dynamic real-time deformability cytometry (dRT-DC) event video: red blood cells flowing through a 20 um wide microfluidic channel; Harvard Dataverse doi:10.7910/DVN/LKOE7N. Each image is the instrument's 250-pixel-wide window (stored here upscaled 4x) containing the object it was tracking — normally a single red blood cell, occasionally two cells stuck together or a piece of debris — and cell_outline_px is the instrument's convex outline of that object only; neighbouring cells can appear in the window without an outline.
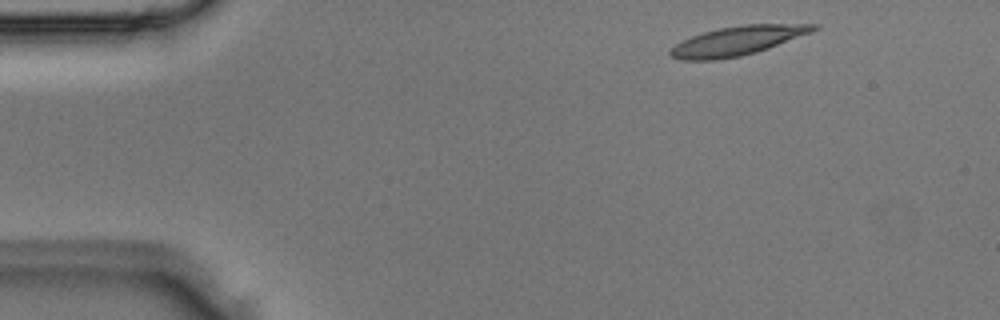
{"species": "Egyptian fruit bat (a non-hibernating species)", "species_latin": "Rousettus aegyptiacus", "temperature_condition": "room temperature", "stored_images_in_passage": 4, "camera_frame_rate_fps": 3000, "um_per_image_px": 0.085, "animal": {"sex": "male"}, "frame": {"image": 1, "passage_image": 1, "time_ms": 0.0, "image_size_px": [1000, 320], "cell_outline_px": [[820, 28], [812, 32], [768, 48], [756, 52], [740, 56], [716, 60], [680, 60], [668, 56], [668, 52], [676, 44], [692, 36], [704, 32], [720, 28], [744, 24], [820, 24]], "centroid_in_image_um": [62.69, 3.47], "position_along_channel_um": 22.3, "area_um2": 24.22}}
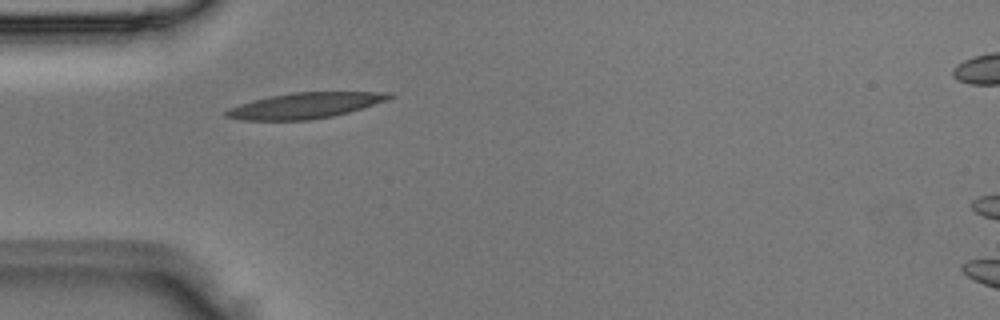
{"frame": {"image": 2, "passage_image": 3, "time_ms": 0.667, "image_size_px": [1000, 320], "cell_outline_px": [[396, 96], [388, 100], [348, 112], [332, 116], [312, 120], [244, 120], [224, 116], [224, 112], [228, 108], [240, 104], [272, 96], [292, 92], [392, 92]], "centroid_in_image_um": [25.97, 8.97], "position_along_channel_um": 59.0, "area_um2": 24.28}}